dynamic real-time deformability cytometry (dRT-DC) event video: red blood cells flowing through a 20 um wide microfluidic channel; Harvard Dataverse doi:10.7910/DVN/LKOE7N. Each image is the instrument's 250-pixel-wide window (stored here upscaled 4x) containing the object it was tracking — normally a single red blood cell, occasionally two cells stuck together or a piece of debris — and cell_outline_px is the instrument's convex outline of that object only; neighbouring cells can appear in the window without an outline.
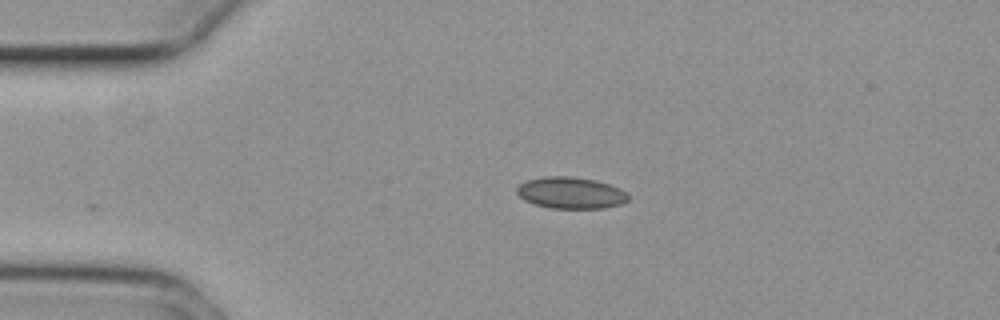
{"species": "common noctule bat (a hibernating species)", "species_latin": "Nyctalus noctula", "temperature_condition": "cold", "stored_images_in_passage": 35, "camera_frame_rate_fps": 3000, "um_per_image_px": 0.085, "animal": {"sex": "female", "body_mass_g": 29.2, "forearm_length_mm": 56.3}, "frame": {"image": 1, "passage_image": 1, "time_ms": 0.0, "image_size_px": [1000, 320], "cell_outline_px": [[628, 200], [620, 204], [604, 208], [552, 208], [536, 204], [524, 200], [516, 192], [516, 188], [520, 184], [528, 180], [544, 176], [568, 176], [596, 180], [620, 188], [628, 192]], "centroid_in_image_um": [48.53, 16.39], "position_along_channel_um": 36.5, "area_um2": 20.4}}
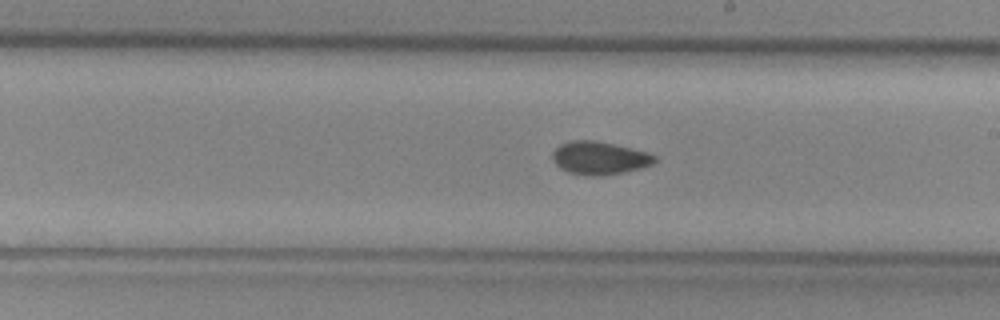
{"frame": {"image": 2, "passage_image": 20, "time_ms": 6.333, "image_size_px": [1000, 320], "cell_outline_px": [[656, 160], [652, 164], [640, 168], [624, 172], [604, 176], [584, 176], [568, 172], [560, 168], [552, 160], [552, 152], [560, 144], [572, 140], [596, 140], [632, 148], [648, 152], [656, 156]], "centroid_in_image_um": [50.94, 13.43], "position_along_channel_um": 238.1, "area_um2": 19.88}}
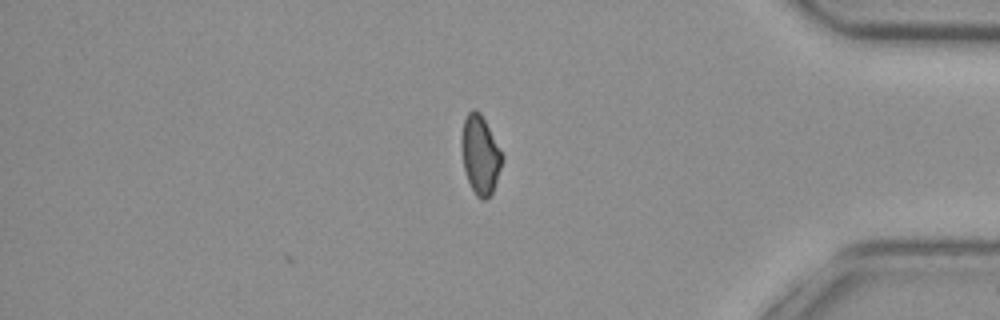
{"frame": {"image": 3, "passage_image": 35, "time_ms": 11.333, "image_size_px": [1000, 320], "cell_outline_px": [[504, 156], [492, 196], [484, 200], [480, 200], [476, 196], [464, 172], [460, 144], [460, 140], [464, 120], [468, 112], [472, 108], [480, 112]], "centroid_in_image_um": [40.81, 13.19], "position_along_channel_um": 394.4, "area_um2": 18.84}, "authors_computed_cell_mechanics": {"area_um2": 19.5364, "velocity_mm_per_s": 3.7354, "shape_relaxation_time_tau1_ms": null, "shape_relaxation_time_tau2_ms": 8.2163, "deformation_change_tau1": null, "deformation_change_tau2": 0.099}}